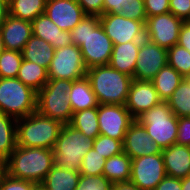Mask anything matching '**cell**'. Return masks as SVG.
<instances>
[{
    "mask_svg": "<svg viewBox=\"0 0 190 190\" xmlns=\"http://www.w3.org/2000/svg\"><path fill=\"white\" fill-rule=\"evenodd\" d=\"M70 34L73 43L81 50L87 69L109 65L114 44L100 24L99 16L85 15Z\"/></svg>",
    "mask_w": 190,
    "mask_h": 190,
    "instance_id": "cell-1",
    "label": "cell"
},
{
    "mask_svg": "<svg viewBox=\"0 0 190 190\" xmlns=\"http://www.w3.org/2000/svg\"><path fill=\"white\" fill-rule=\"evenodd\" d=\"M53 166V149L16 146L6 159V174L40 185Z\"/></svg>",
    "mask_w": 190,
    "mask_h": 190,
    "instance_id": "cell-2",
    "label": "cell"
},
{
    "mask_svg": "<svg viewBox=\"0 0 190 190\" xmlns=\"http://www.w3.org/2000/svg\"><path fill=\"white\" fill-rule=\"evenodd\" d=\"M86 77L99 104L125 105L133 77L110 65L91 67Z\"/></svg>",
    "mask_w": 190,
    "mask_h": 190,
    "instance_id": "cell-3",
    "label": "cell"
},
{
    "mask_svg": "<svg viewBox=\"0 0 190 190\" xmlns=\"http://www.w3.org/2000/svg\"><path fill=\"white\" fill-rule=\"evenodd\" d=\"M63 124L37 111L17 119V146L53 149Z\"/></svg>",
    "mask_w": 190,
    "mask_h": 190,
    "instance_id": "cell-4",
    "label": "cell"
},
{
    "mask_svg": "<svg viewBox=\"0 0 190 190\" xmlns=\"http://www.w3.org/2000/svg\"><path fill=\"white\" fill-rule=\"evenodd\" d=\"M92 147V138L82 134L70 124H65L53 148L54 165L79 171L82 158Z\"/></svg>",
    "mask_w": 190,
    "mask_h": 190,
    "instance_id": "cell-5",
    "label": "cell"
},
{
    "mask_svg": "<svg viewBox=\"0 0 190 190\" xmlns=\"http://www.w3.org/2000/svg\"><path fill=\"white\" fill-rule=\"evenodd\" d=\"M73 81L65 79H49L37 92L36 111L43 116L70 124L73 111L69 103V90Z\"/></svg>",
    "mask_w": 190,
    "mask_h": 190,
    "instance_id": "cell-6",
    "label": "cell"
},
{
    "mask_svg": "<svg viewBox=\"0 0 190 190\" xmlns=\"http://www.w3.org/2000/svg\"><path fill=\"white\" fill-rule=\"evenodd\" d=\"M135 120L145 127L147 134L161 149L176 143L178 117L173 114L167 101H161Z\"/></svg>",
    "mask_w": 190,
    "mask_h": 190,
    "instance_id": "cell-7",
    "label": "cell"
},
{
    "mask_svg": "<svg viewBox=\"0 0 190 190\" xmlns=\"http://www.w3.org/2000/svg\"><path fill=\"white\" fill-rule=\"evenodd\" d=\"M37 92L16 78H0V112L16 119L36 112Z\"/></svg>",
    "mask_w": 190,
    "mask_h": 190,
    "instance_id": "cell-8",
    "label": "cell"
},
{
    "mask_svg": "<svg viewBox=\"0 0 190 190\" xmlns=\"http://www.w3.org/2000/svg\"><path fill=\"white\" fill-rule=\"evenodd\" d=\"M87 68L82 53L75 44L55 49L48 68V79L77 81L86 77Z\"/></svg>",
    "mask_w": 190,
    "mask_h": 190,
    "instance_id": "cell-9",
    "label": "cell"
},
{
    "mask_svg": "<svg viewBox=\"0 0 190 190\" xmlns=\"http://www.w3.org/2000/svg\"><path fill=\"white\" fill-rule=\"evenodd\" d=\"M183 20L172 13L148 17L145 23V37L166 50L178 44Z\"/></svg>",
    "mask_w": 190,
    "mask_h": 190,
    "instance_id": "cell-10",
    "label": "cell"
},
{
    "mask_svg": "<svg viewBox=\"0 0 190 190\" xmlns=\"http://www.w3.org/2000/svg\"><path fill=\"white\" fill-rule=\"evenodd\" d=\"M100 24L114 45L132 41H141L145 37V23L126 18L121 14H102Z\"/></svg>",
    "mask_w": 190,
    "mask_h": 190,
    "instance_id": "cell-11",
    "label": "cell"
},
{
    "mask_svg": "<svg viewBox=\"0 0 190 190\" xmlns=\"http://www.w3.org/2000/svg\"><path fill=\"white\" fill-rule=\"evenodd\" d=\"M165 176L162 153L132 159L130 182L140 190H154Z\"/></svg>",
    "mask_w": 190,
    "mask_h": 190,
    "instance_id": "cell-12",
    "label": "cell"
},
{
    "mask_svg": "<svg viewBox=\"0 0 190 190\" xmlns=\"http://www.w3.org/2000/svg\"><path fill=\"white\" fill-rule=\"evenodd\" d=\"M134 120L125 105H98V123L101 135L123 142L126 131Z\"/></svg>",
    "mask_w": 190,
    "mask_h": 190,
    "instance_id": "cell-13",
    "label": "cell"
},
{
    "mask_svg": "<svg viewBox=\"0 0 190 190\" xmlns=\"http://www.w3.org/2000/svg\"><path fill=\"white\" fill-rule=\"evenodd\" d=\"M167 64V50L145 38L141 40L133 79L151 81Z\"/></svg>",
    "mask_w": 190,
    "mask_h": 190,
    "instance_id": "cell-14",
    "label": "cell"
},
{
    "mask_svg": "<svg viewBox=\"0 0 190 190\" xmlns=\"http://www.w3.org/2000/svg\"><path fill=\"white\" fill-rule=\"evenodd\" d=\"M44 13L60 29L69 32L86 15L77 0H47Z\"/></svg>",
    "mask_w": 190,
    "mask_h": 190,
    "instance_id": "cell-15",
    "label": "cell"
},
{
    "mask_svg": "<svg viewBox=\"0 0 190 190\" xmlns=\"http://www.w3.org/2000/svg\"><path fill=\"white\" fill-rule=\"evenodd\" d=\"M162 100L160 99L155 87L151 81H139L133 79L125 103L134 119L143 112L156 106Z\"/></svg>",
    "mask_w": 190,
    "mask_h": 190,
    "instance_id": "cell-16",
    "label": "cell"
},
{
    "mask_svg": "<svg viewBox=\"0 0 190 190\" xmlns=\"http://www.w3.org/2000/svg\"><path fill=\"white\" fill-rule=\"evenodd\" d=\"M123 152L131 159L159 154L162 152L152 138L147 134L146 129L137 120H134L126 131L123 141Z\"/></svg>",
    "mask_w": 190,
    "mask_h": 190,
    "instance_id": "cell-17",
    "label": "cell"
},
{
    "mask_svg": "<svg viewBox=\"0 0 190 190\" xmlns=\"http://www.w3.org/2000/svg\"><path fill=\"white\" fill-rule=\"evenodd\" d=\"M5 49L21 52L33 35L32 22L7 16L0 27Z\"/></svg>",
    "mask_w": 190,
    "mask_h": 190,
    "instance_id": "cell-18",
    "label": "cell"
},
{
    "mask_svg": "<svg viewBox=\"0 0 190 190\" xmlns=\"http://www.w3.org/2000/svg\"><path fill=\"white\" fill-rule=\"evenodd\" d=\"M33 35L51 44L54 49L74 44L69 31L60 29L44 13L32 21Z\"/></svg>",
    "mask_w": 190,
    "mask_h": 190,
    "instance_id": "cell-19",
    "label": "cell"
},
{
    "mask_svg": "<svg viewBox=\"0 0 190 190\" xmlns=\"http://www.w3.org/2000/svg\"><path fill=\"white\" fill-rule=\"evenodd\" d=\"M161 153L167 176L181 179L190 175V150L188 146L175 143L162 149Z\"/></svg>",
    "mask_w": 190,
    "mask_h": 190,
    "instance_id": "cell-20",
    "label": "cell"
},
{
    "mask_svg": "<svg viewBox=\"0 0 190 190\" xmlns=\"http://www.w3.org/2000/svg\"><path fill=\"white\" fill-rule=\"evenodd\" d=\"M140 44L141 41H132L114 45L109 65L133 77Z\"/></svg>",
    "mask_w": 190,
    "mask_h": 190,
    "instance_id": "cell-21",
    "label": "cell"
},
{
    "mask_svg": "<svg viewBox=\"0 0 190 190\" xmlns=\"http://www.w3.org/2000/svg\"><path fill=\"white\" fill-rule=\"evenodd\" d=\"M68 97L73 113L99 105L87 77L72 82Z\"/></svg>",
    "mask_w": 190,
    "mask_h": 190,
    "instance_id": "cell-22",
    "label": "cell"
},
{
    "mask_svg": "<svg viewBox=\"0 0 190 190\" xmlns=\"http://www.w3.org/2000/svg\"><path fill=\"white\" fill-rule=\"evenodd\" d=\"M79 171L53 166L40 184L43 190H75L80 179Z\"/></svg>",
    "mask_w": 190,
    "mask_h": 190,
    "instance_id": "cell-23",
    "label": "cell"
},
{
    "mask_svg": "<svg viewBox=\"0 0 190 190\" xmlns=\"http://www.w3.org/2000/svg\"><path fill=\"white\" fill-rule=\"evenodd\" d=\"M21 52L24 60L35 62L48 70L54 57L55 49L45 40L32 35Z\"/></svg>",
    "mask_w": 190,
    "mask_h": 190,
    "instance_id": "cell-24",
    "label": "cell"
},
{
    "mask_svg": "<svg viewBox=\"0 0 190 190\" xmlns=\"http://www.w3.org/2000/svg\"><path fill=\"white\" fill-rule=\"evenodd\" d=\"M132 159L124 152L106 159L103 176L112 184L128 182L131 178Z\"/></svg>",
    "mask_w": 190,
    "mask_h": 190,
    "instance_id": "cell-25",
    "label": "cell"
},
{
    "mask_svg": "<svg viewBox=\"0 0 190 190\" xmlns=\"http://www.w3.org/2000/svg\"><path fill=\"white\" fill-rule=\"evenodd\" d=\"M183 76L168 64L151 80L162 101H167L183 80Z\"/></svg>",
    "mask_w": 190,
    "mask_h": 190,
    "instance_id": "cell-26",
    "label": "cell"
},
{
    "mask_svg": "<svg viewBox=\"0 0 190 190\" xmlns=\"http://www.w3.org/2000/svg\"><path fill=\"white\" fill-rule=\"evenodd\" d=\"M17 78L36 92L41 90L49 80L48 70L45 67L24 59L19 68Z\"/></svg>",
    "mask_w": 190,
    "mask_h": 190,
    "instance_id": "cell-27",
    "label": "cell"
},
{
    "mask_svg": "<svg viewBox=\"0 0 190 190\" xmlns=\"http://www.w3.org/2000/svg\"><path fill=\"white\" fill-rule=\"evenodd\" d=\"M17 119L0 112V156L7 159L17 146Z\"/></svg>",
    "mask_w": 190,
    "mask_h": 190,
    "instance_id": "cell-28",
    "label": "cell"
},
{
    "mask_svg": "<svg viewBox=\"0 0 190 190\" xmlns=\"http://www.w3.org/2000/svg\"><path fill=\"white\" fill-rule=\"evenodd\" d=\"M70 125L94 140L100 134L98 107L74 112Z\"/></svg>",
    "mask_w": 190,
    "mask_h": 190,
    "instance_id": "cell-29",
    "label": "cell"
},
{
    "mask_svg": "<svg viewBox=\"0 0 190 190\" xmlns=\"http://www.w3.org/2000/svg\"><path fill=\"white\" fill-rule=\"evenodd\" d=\"M47 0H10L9 14L13 17L33 21L44 14Z\"/></svg>",
    "mask_w": 190,
    "mask_h": 190,
    "instance_id": "cell-30",
    "label": "cell"
},
{
    "mask_svg": "<svg viewBox=\"0 0 190 190\" xmlns=\"http://www.w3.org/2000/svg\"><path fill=\"white\" fill-rule=\"evenodd\" d=\"M167 103L178 118L190 117V77L183 78Z\"/></svg>",
    "mask_w": 190,
    "mask_h": 190,
    "instance_id": "cell-31",
    "label": "cell"
},
{
    "mask_svg": "<svg viewBox=\"0 0 190 190\" xmlns=\"http://www.w3.org/2000/svg\"><path fill=\"white\" fill-rule=\"evenodd\" d=\"M167 63L184 78L190 77V52L178 44L167 50Z\"/></svg>",
    "mask_w": 190,
    "mask_h": 190,
    "instance_id": "cell-32",
    "label": "cell"
},
{
    "mask_svg": "<svg viewBox=\"0 0 190 190\" xmlns=\"http://www.w3.org/2000/svg\"><path fill=\"white\" fill-rule=\"evenodd\" d=\"M22 61V52L5 49L0 53V78H16Z\"/></svg>",
    "mask_w": 190,
    "mask_h": 190,
    "instance_id": "cell-33",
    "label": "cell"
},
{
    "mask_svg": "<svg viewBox=\"0 0 190 190\" xmlns=\"http://www.w3.org/2000/svg\"><path fill=\"white\" fill-rule=\"evenodd\" d=\"M106 159L100 155L93 147L82 158L79 173L87 176H101Z\"/></svg>",
    "mask_w": 190,
    "mask_h": 190,
    "instance_id": "cell-34",
    "label": "cell"
},
{
    "mask_svg": "<svg viewBox=\"0 0 190 190\" xmlns=\"http://www.w3.org/2000/svg\"><path fill=\"white\" fill-rule=\"evenodd\" d=\"M93 149L105 159L123 152V142L114 138H110L99 134L93 140Z\"/></svg>",
    "mask_w": 190,
    "mask_h": 190,
    "instance_id": "cell-35",
    "label": "cell"
},
{
    "mask_svg": "<svg viewBox=\"0 0 190 190\" xmlns=\"http://www.w3.org/2000/svg\"><path fill=\"white\" fill-rule=\"evenodd\" d=\"M112 183L101 176L81 175L75 190H111Z\"/></svg>",
    "mask_w": 190,
    "mask_h": 190,
    "instance_id": "cell-36",
    "label": "cell"
},
{
    "mask_svg": "<svg viewBox=\"0 0 190 190\" xmlns=\"http://www.w3.org/2000/svg\"><path fill=\"white\" fill-rule=\"evenodd\" d=\"M121 15L132 20L146 23L147 15L145 13L144 1L126 0L124 7H122Z\"/></svg>",
    "mask_w": 190,
    "mask_h": 190,
    "instance_id": "cell-37",
    "label": "cell"
},
{
    "mask_svg": "<svg viewBox=\"0 0 190 190\" xmlns=\"http://www.w3.org/2000/svg\"><path fill=\"white\" fill-rule=\"evenodd\" d=\"M40 185L27 181L10 177L5 174L0 180V190H37Z\"/></svg>",
    "mask_w": 190,
    "mask_h": 190,
    "instance_id": "cell-38",
    "label": "cell"
},
{
    "mask_svg": "<svg viewBox=\"0 0 190 190\" xmlns=\"http://www.w3.org/2000/svg\"><path fill=\"white\" fill-rule=\"evenodd\" d=\"M145 13L148 17L170 12L169 0H143Z\"/></svg>",
    "mask_w": 190,
    "mask_h": 190,
    "instance_id": "cell-39",
    "label": "cell"
},
{
    "mask_svg": "<svg viewBox=\"0 0 190 190\" xmlns=\"http://www.w3.org/2000/svg\"><path fill=\"white\" fill-rule=\"evenodd\" d=\"M170 13L185 21L190 14V0H169Z\"/></svg>",
    "mask_w": 190,
    "mask_h": 190,
    "instance_id": "cell-40",
    "label": "cell"
},
{
    "mask_svg": "<svg viewBox=\"0 0 190 190\" xmlns=\"http://www.w3.org/2000/svg\"><path fill=\"white\" fill-rule=\"evenodd\" d=\"M190 142V117L178 118L176 144L188 146Z\"/></svg>",
    "mask_w": 190,
    "mask_h": 190,
    "instance_id": "cell-41",
    "label": "cell"
},
{
    "mask_svg": "<svg viewBox=\"0 0 190 190\" xmlns=\"http://www.w3.org/2000/svg\"><path fill=\"white\" fill-rule=\"evenodd\" d=\"M86 15L101 16L104 0H77Z\"/></svg>",
    "mask_w": 190,
    "mask_h": 190,
    "instance_id": "cell-42",
    "label": "cell"
},
{
    "mask_svg": "<svg viewBox=\"0 0 190 190\" xmlns=\"http://www.w3.org/2000/svg\"><path fill=\"white\" fill-rule=\"evenodd\" d=\"M154 190H182L181 179L166 175Z\"/></svg>",
    "mask_w": 190,
    "mask_h": 190,
    "instance_id": "cell-43",
    "label": "cell"
},
{
    "mask_svg": "<svg viewBox=\"0 0 190 190\" xmlns=\"http://www.w3.org/2000/svg\"><path fill=\"white\" fill-rule=\"evenodd\" d=\"M126 0H104L103 14H121Z\"/></svg>",
    "mask_w": 190,
    "mask_h": 190,
    "instance_id": "cell-44",
    "label": "cell"
},
{
    "mask_svg": "<svg viewBox=\"0 0 190 190\" xmlns=\"http://www.w3.org/2000/svg\"><path fill=\"white\" fill-rule=\"evenodd\" d=\"M178 45L183 46L190 52V24L183 23L180 32Z\"/></svg>",
    "mask_w": 190,
    "mask_h": 190,
    "instance_id": "cell-45",
    "label": "cell"
},
{
    "mask_svg": "<svg viewBox=\"0 0 190 190\" xmlns=\"http://www.w3.org/2000/svg\"><path fill=\"white\" fill-rule=\"evenodd\" d=\"M111 190H140L137 186H135L132 182H122L112 184Z\"/></svg>",
    "mask_w": 190,
    "mask_h": 190,
    "instance_id": "cell-46",
    "label": "cell"
},
{
    "mask_svg": "<svg viewBox=\"0 0 190 190\" xmlns=\"http://www.w3.org/2000/svg\"><path fill=\"white\" fill-rule=\"evenodd\" d=\"M9 15V6L6 0H0V27Z\"/></svg>",
    "mask_w": 190,
    "mask_h": 190,
    "instance_id": "cell-47",
    "label": "cell"
},
{
    "mask_svg": "<svg viewBox=\"0 0 190 190\" xmlns=\"http://www.w3.org/2000/svg\"><path fill=\"white\" fill-rule=\"evenodd\" d=\"M181 189L190 190V175L185 178H181Z\"/></svg>",
    "mask_w": 190,
    "mask_h": 190,
    "instance_id": "cell-48",
    "label": "cell"
},
{
    "mask_svg": "<svg viewBox=\"0 0 190 190\" xmlns=\"http://www.w3.org/2000/svg\"><path fill=\"white\" fill-rule=\"evenodd\" d=\"M6 174V159L0 156V180Z\"/></svg>",
    "mask_w": 190,
    "mask_h": 190,
    "instance_id": "cell-49",
    "label": "cell"
},
{
    "mask_svg": "<svg viewBox=\"0 0 190 190\" xmlns=\"http://www.w3.org/2000/svg\"><path fill=\"white\" fill-rule=\"evenodd\" d=\"M4 50H5L4 42H3L2 35L0 32V53H2Z\"/></svg>",
    "mask_w": 190,
    "mask_h": 190,
    "instance_id": "cell-50",
    "label": "cell"
},
{
    "mask_svg": "<svg viewBox=\"0 0 190 190\" xmlns=\"http://www.w3.org/2000/svg\"><path fill=\"white\" fill-rule=\"evenodd\" d=\"M184 22L190 24V14H189L188 18Z\"/></svg>",
    "mask_w": 190,
    "mask_h": 190,
    "instance_id": "cell-51",
    "label": "cell"
}]
</instances>
